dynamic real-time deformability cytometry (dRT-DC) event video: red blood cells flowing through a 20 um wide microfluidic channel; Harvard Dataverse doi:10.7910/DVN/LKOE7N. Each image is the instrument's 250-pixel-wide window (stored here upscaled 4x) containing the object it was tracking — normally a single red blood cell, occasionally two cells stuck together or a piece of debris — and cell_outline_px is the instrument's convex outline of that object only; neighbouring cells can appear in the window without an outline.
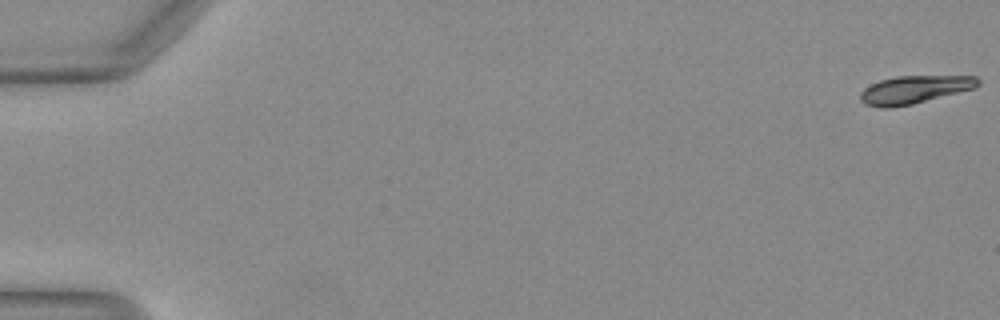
{"species": "Egyptian fruit bat (a non-hibernating species)", "species_latin": "Rousettus aegyptiacus", "temperature_condition": "warm", "stored_images_in_passage": 49, "camera_frame_rate_fps": 3000, "um_per_image_px": 0.085, "animal": {"sex": "female"}, "frame": {"image": 1, "passage_image": 1, "time_ms": 0.0, "image_size_px": [1000, 320], "cell_outline_px": [[980, 84], [972, 88], [912, 104], [888, 108], [884, 108], [864, 104], [860, 100], [860, 92], [864, 88], [880, 80], [896, 76], [976, 76], [980, 80]], "centroid_in_image_um": [77.67, 7.61], "position_along_channel_um": 7.3, "area_um2": 18.84}}